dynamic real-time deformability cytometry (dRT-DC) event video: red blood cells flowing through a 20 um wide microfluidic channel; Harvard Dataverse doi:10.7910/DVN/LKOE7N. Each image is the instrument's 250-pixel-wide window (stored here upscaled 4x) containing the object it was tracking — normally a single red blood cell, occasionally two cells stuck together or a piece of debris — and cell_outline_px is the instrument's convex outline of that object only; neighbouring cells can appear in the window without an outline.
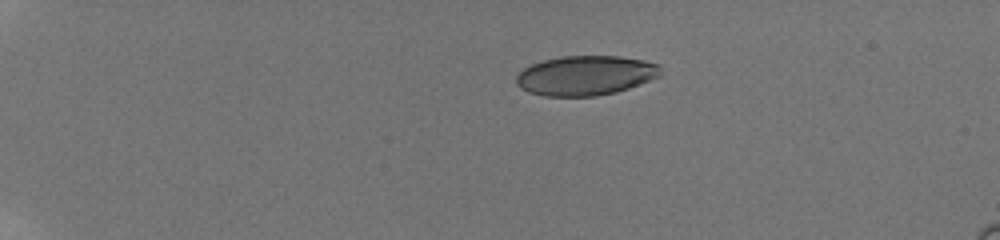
{"species": "human", "species_latin": "Homo sapiens", "temperature_condition": "room temperature", "stored_images_in_passage": 44, "camera_frame_rate_fps": 3000, "um_per_image_px": 0.085, "donor": {"sex": "male"}, "frame": {"image": 1, "passage_image": 1, "time_ms": 0.0, "image_size_px": [1000, 240], "cell_outline_px": [[660, 76], [628, 88], [616, 92], [596, 96], [544, 96], [528, 92], [520, 88], [516, 84], [516, 76], [524, 68], [532, 64], [544, 60], [560, 56], [620, 56], [644, 60], [660, 64]], "centroid_in_image_um": [49.76, 6.41], "position_along_channel_um": 35.2, "area_um2": 33.41}}
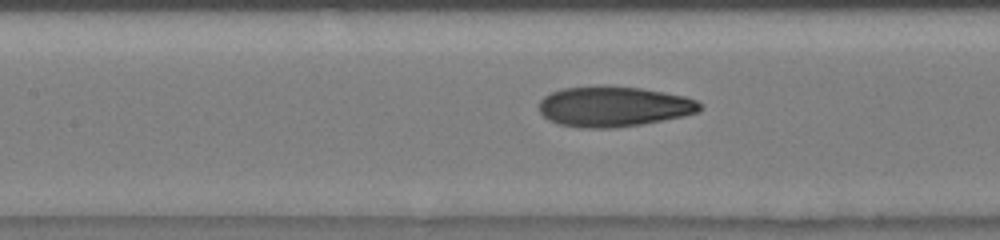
{"frame": {"image": 2, "passage_image": 18, "time_ms": 5.667, "image_size_px": [1000, 240], "cell_outline_px": [[704, 108], [700, 112], [684, 116], [640, 124], [612, 128], [580, 128], [560, 124], [548, 120], [540, 112], [540, 100], [544, 96], [560, 88], [640, 88], [664, 92], [684, 96], [696, 100]], "centroid_in_image_um": [52.19, 9.09], "position_along_channel_um": 155.2, "area_um2": 37.05}}
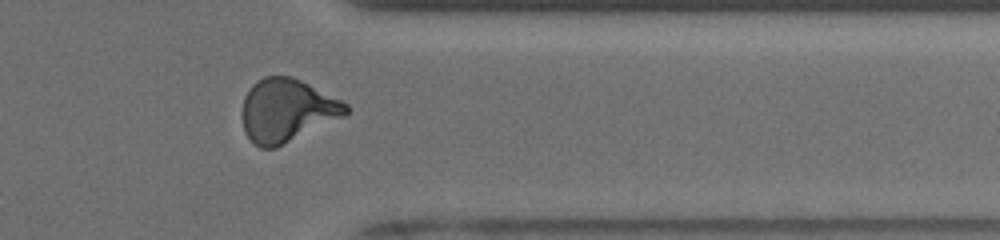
{"frame": {"image": 3, "passage_image": 36, "time_ms": 11.667, "image_size_px": [1000, 240], "cell_outline_px": [[348, 112], [344, 116], [276, 148], [260, 148], [244, 132], [244, 96], [252, 84], [264, 76], [292, 76], [348, 104]], "centroid_in_image_um": [24.39, 9.38], "position_along_channel_um": 387.0, "area_um2": 37.51}, "authors_computed_cell_mechanics": {"area_um2": 36.5874, "velocity_mm_per_s": 3.8984, "shape_relaxation_time_tau1_ms": 5.6003, "shape_relaxation_time_tau2_ms": 1.2633, "deformation_change_tau1": 0.2075, "deformation_change_tau2": 0.0857}}